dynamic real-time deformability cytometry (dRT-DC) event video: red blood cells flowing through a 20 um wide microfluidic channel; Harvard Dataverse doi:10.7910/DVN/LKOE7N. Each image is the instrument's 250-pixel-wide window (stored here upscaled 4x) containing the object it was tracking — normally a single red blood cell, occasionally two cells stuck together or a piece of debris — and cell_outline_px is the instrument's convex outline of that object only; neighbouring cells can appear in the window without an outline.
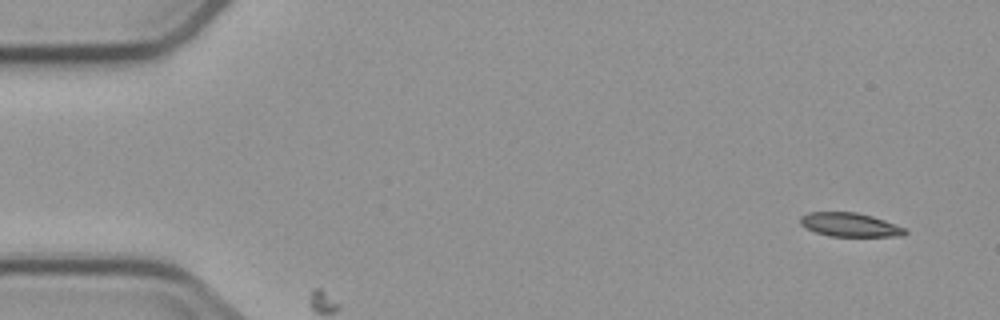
{"species": "common noctule bat (a hibernating species)", "species_latin": "Nyctalus noctula", "temperature_condition": "cold", "stored_images_in_passage": 2, "camera_frame_rate_fps": 3000, "um_per_image_px": 0.085, "animal": {"sex": "male", "body_mass_g": 23.1, "forearm_length_mm": 52.7}, "frame": {"image": 1, "passage_image": 1, "time_ms": 0.0, "image_size_px": [1000, 320], "cell_outline_px": [[908, 232], [904, 236], [828, 236], [816, 232], [800, 224], [800, 216], [808, 212], [856, 212], [872, 216], [884, 220], [904, 228]], "centroid_in_image_um": [72.23, 19.1], "position_along_channel_um": 12.8, "area_um2": 14.45}}